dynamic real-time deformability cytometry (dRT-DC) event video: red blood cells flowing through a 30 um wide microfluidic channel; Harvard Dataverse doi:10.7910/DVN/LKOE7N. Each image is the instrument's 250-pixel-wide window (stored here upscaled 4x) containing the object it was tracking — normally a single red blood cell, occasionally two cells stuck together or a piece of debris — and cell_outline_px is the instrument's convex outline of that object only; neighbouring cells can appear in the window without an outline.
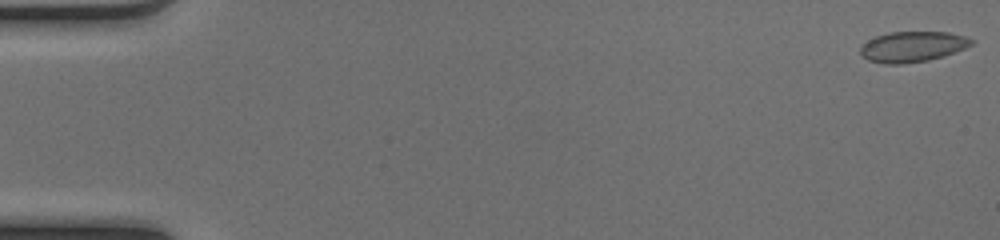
{"species": "common noctule bat (a hibernating species)", "species_latin": "Nyctalus noctula", "temperature_condition": "cold", "stored_images_in_passage": 51, "camera_frame_rate_fps": 3000, "um_per_image_px": 0.085, "animal": {"sex": "female", "body_mass_g": 17.0, "forearm_length_mm": 48.0}, "frame": {"image": 1, "passage_image": 1, "time_ms": 0.0, "image_size_px": [1000, 240], "cell_outline_px": [[976, 40], [972, 44], [964, 48], [944, 56], [928, 60], [904, 64], [884, 64], [868, 60], [860, 52], [860, 48], [868, 40], [876, 36], [892, 32], [948, 32], [964, 36]], "centroid_in_image_um": [77.58, 3.97], "position_along_channel_um": 7.4, "area_um2": 19.65}}
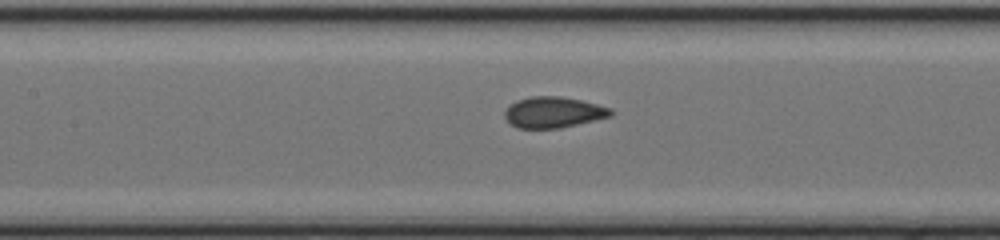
{"frame": {"image": 2, "passage_image": 24, "time_ms": 7.667, "image_size_px": [1000, 240], "cell_outline_px": [[612, 116], [560, 128], [516, 128], [504, 116], [504, 112], [516, 100], [532, 96], [560, 96], [580, 100], [612, 108]], "centroid_in_image_um": [47.05, 9.54], "position_along_channel_um": 160.4, "area_um2": 18.96}}
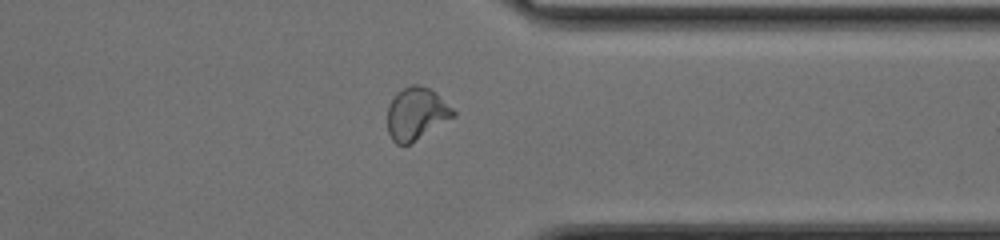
{"frame": {"image": 3, "passage_image": 40, "time_ms": 13.0, "image_size_px": [1000, 240], "cell_outline_px": [[456, 116], [408, 144], [396, 144], [392, 140], [388, 132], [388, 104], [404, 88], [412, 84], [416, 84], [428, 88], [436, 92], [456, 112]], "centroid_in_image_um": [35.4, 9.66], "position_along_channel_um": 376.0, "area_um2": 19.71}, "authors_computed_cell_mechanics": {"area_um2": 19.7098, "velocity_mm_per_s": 4.1208, "shape_relaxation_time_tau1_ms": null, "shape_relaxation_time_tau2_ms": 0.6809, "deformation_change_tau1": null, "deformation_change_tau2": 0.0506}}